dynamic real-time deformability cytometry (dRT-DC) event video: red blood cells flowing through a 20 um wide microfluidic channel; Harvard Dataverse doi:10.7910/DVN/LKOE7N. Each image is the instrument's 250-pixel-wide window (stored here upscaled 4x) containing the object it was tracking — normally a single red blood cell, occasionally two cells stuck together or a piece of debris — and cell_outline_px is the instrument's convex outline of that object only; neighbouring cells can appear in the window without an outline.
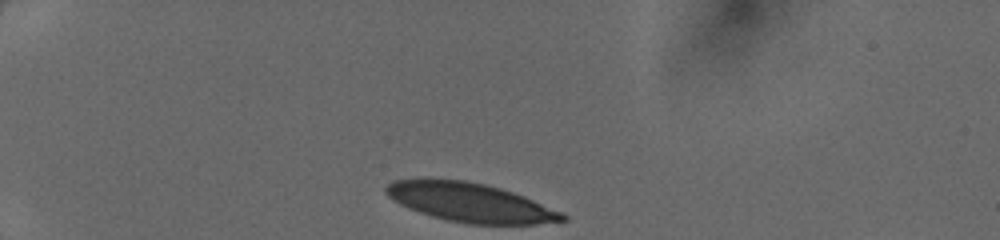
{"species": "human", "species_latin": "Homo sapiens", "temperature_condition": "cold", "stored_images_in_passage": 31, "camera_frame_rate_fps": 3000, "um_per_image_px": 0.085, "donor": {"sex": "female"}, "frame": {"image": 1, "passage_image": 1, "time_ms": 0.0, "image_size_px": [1000, 240], "cell_outline_px": [[568, 220], [536, 224], [468, 224], [448, 220], [432, 216], [408, 208], [392, 200], [384, 192], [384, 188], [388, 184], [396, 180], [464, 180], [484, 184], [500, 188], [524, 196], [560, 212], [568, 216]], "centroid_in_image_um": [39.97, 17.22], "position_along_channel_um": 45.0, "area_um2": 39.48}}
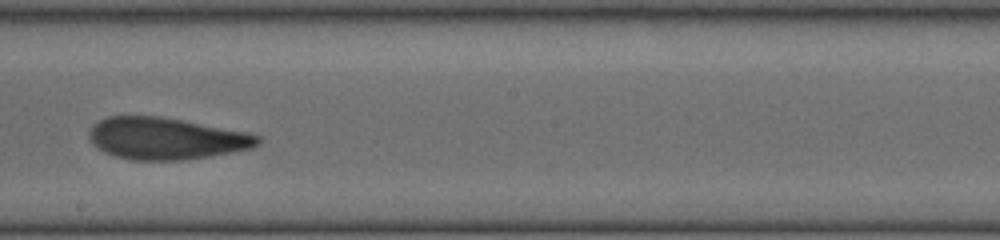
{"frame": {"image": 2, "passage_image": 18, "time_ms": 5.667, "image_size_px": [1000, 240], "cell_outline_px": [[260, 144], [252, 148], [232, 152], [184, 160], [132, 160], [116, 156], [104, 152], [92, 144], [88, 136], [88, 132], [100, 120], [108, 116], [160, 116], [248, 132], [260, 136]], "centroid_in_image_um": [14.12, 11.77], "position_along_channel_um": 234.1, "area_um2": 41.04}}
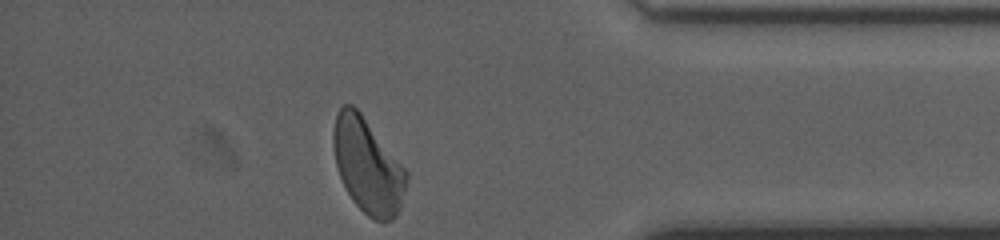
{"frame": {"image": 3, "passage_image": 31, "time_ms": 10.0, "image_size_px": [1000, 240], "cell_outline_px": [[408, 176], [400, 208], [396, 216], [392, 220], [372, 220], [352, 200], [340, 176], [336, 164], [332, 144], [332, 132], [336, 116], [340, 108], [344, 104], [352, 104], [360, 112], [408, 172]], "centroid_in_image_um": [31.24, 14.09], "position_along_channel_um": 404.0, "area_um2": 39.94}}